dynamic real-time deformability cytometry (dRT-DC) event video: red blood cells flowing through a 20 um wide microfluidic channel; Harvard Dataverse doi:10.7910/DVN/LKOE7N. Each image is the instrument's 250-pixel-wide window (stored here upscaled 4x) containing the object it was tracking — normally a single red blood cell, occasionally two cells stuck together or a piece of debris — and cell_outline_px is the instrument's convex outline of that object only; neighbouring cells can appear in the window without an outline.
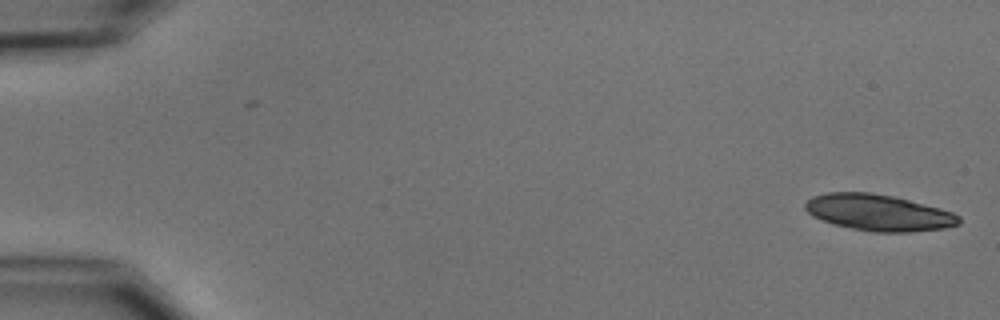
{"species": "common noctule bat (a hibernating species)", "species_latin": "Nyctalus noctula", "temperature_condition": "cold", "stored_images_in_passage": 3, "camera_frame_rate_fps": 3000, "um_per_image_px": 0.085, "animal": {"sex": "male", "body_mass_g": 15.6}, "frame": {"image": 1, "passage_image": 3, "time_ms": 2.333, "image_size_px": [1000, 320], "cell_outline_px": [[960, 224], [944, 228], [908, 232], [872, 232], [852, 228], [820, 220], [812, 216], [804, 208], [804, 204], [812, 196], [828, 192], [868, 192], [892, 196], [940, 208], [952, 212], [960, 216]], "centroid_in_image_um": [74.66, 18.07], "position_along_channel_um": 10.3, "area_um2": 32.43}}